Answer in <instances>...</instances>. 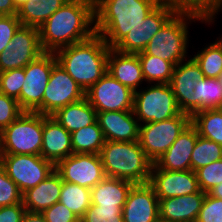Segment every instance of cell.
Listing matches in <instances>:
<instances>
[{
	"label": "cell",
	"instance_id": "6da1fadb",
	"mask_svg": "<svg viewBox=\"0 0 222 222\" xmlns=\"http://www.w3.org/2000/svg\"><path fill=\"white\" fill-rule=\"evenodd\" d=\"M94 25V0H68L38 28L42 49L55 53L85 41L96 33Z\"/></svg>",
	"mask_w": 222,
	"mask_h": 222
},
{
	"label": "cell",
	"instance_id": "7a4b0ae2",
	"mask_svg": "<svg viewBox=\"0 0 222 222\" xmlns=\"http://www.w3.org/2000/svg\"><path fill=\"white\" fill-rule=\"evenodd\" d=\"M163 0H94L95 32L114 48Z\"/></svg>",
	"mask_w": 222,
	"mask_h": 222
},
{
	"label": "cell",
	"instance_id": "3957f363",
	"mask_svg": "<svg viewBox=\"0 0 222 222\" xmlns=\"http://www.w3.org/2000/svg\"><path fill=\"white\" fill-rule=\"evenodd\" d=\"M110 47L94 34L91 38L63 47L55 52L57 63L86 93L107 72Z\"/></svg>",
	"mask_w": 222,
	"mask_h": 222
},
{
	"label": "cell",
	"instance_id": "277c9868",
	"mask_svg": "<svg viewBox=\"0 0 222 222\" xmlns=\"http://www.w3.org/2000/svg\"><path fill=\"white\" fill-rule=\"evenodd\" d=\"M99 156L106 177L123 179L134 184L149 182L153 162L138 141L105 140Z\"/></svg>",
	"mask_w": 222,
	"mask_h": 222
},
{
	"label": "cell",
	"instance_id": "5b68a950",
	"mask_svg": "<svg viewBox=\"0 0 222 222\" xmlns=\"http://www.w3.org/2000/svg\"><path fill=\"white\" fill-rule=\"evenodd\" d=\"M188 20L205 22L197 15L176 12L151 38L143 52L171 62L174 66L185 60L189 44Z\"/></svg>",
	"mask_w": 222,
	"mask_h": 222
},
{
	"label": "cell",
	"instance_id": "8992f818",
	"mask_svg": "<svg viewBox=\"0 0 222 222\" xmlns=\"http://www.w3.org/2000/svg\"><path fill=\"white\" fill-rule=\"evenodd\" d=\"M43 136V115L23 111L0 132L2 154L40 155Z\"/></svg>",
	"mask_w": 222,
	"mask_h": 222
},
{
	"label": "cell",
	"instance_id": "52a82bcc",
	"mask_svg": "<svg viewBox=\"0 0 222 222\" xmlns=\"http://www.w3.org/2000/svg\"><path fill=\"white\" fill-rule=\"evenodd\" d=\"M138 90L134 92L133 112L139 122H160L183 113L169 84L156 83Z\"/></svg>",
	"mask_w": 222,
	"mask_h": 222
},
{
	"label": "cell",
	"instance_id": "ba28073f",
	"mask_svg": "<svg viewBox=\"0 0 222 222\" xmlns=\"http://www.w3.org/2000/svg\"><path fill=\"white\" fill-rule=\"evenodd\" d=\"M190 123L191 116L189 114L179 113L177 116L160 122L140 124L139 145L147 157L155 163Z\"/></svg>",
	"mask_w": 222,
	"mask_h": 222
},
{
	"label": "cell",
	"instance_id": "9c48e42d",
	"mask_svg": "<svg viewBox=\"0 0 222 222\" xmlns=\"http://www.w3.org/2000/svg\"><path fill=\"white\" fill-rule=\"evenodd\" d=\"M56 63L55 53L44 52L24 68L25 81L19 96V106L23 111L43 115V95Z\"/></svg>",
	"mask_w": 222,
	"mask_h": 222
},
{
	"label": "cell",
	"instance_id": "30bf717a",
	"mask_svg": "<svg viewBox=\"0 0 222 222\" xmlns=\"http://www.w3.org/2000/svg\"><path fill=\"white\" fill-rule=\"evenodd\" d=\"M0 165L22 194L44 181L55 165L41 155L2 154Z\"/></svg>",
	"mask_w": 222,
	"mask_h": 222
},
{
	"label": "cell",
	"instance_id": "8fae6325",
	"mask_svg": "<svg viewBox=\"0 0 222 222\" xmlns=\"http://www.w3.org/2000/svg\"><path fill=\"white\" fill-rule=\"evenodd\" d=\"M43 53L38 28L21 25L0 53V72L25 68Z\"/></svg>",
	"mask_w": 222,
	"mask_h": 222
},
{
	"label": "cell",
	"instance_id": "7c38bea8",
	"mask_svg": "<svg viewBox=\"0 0 222 222\" xmlns=\"http://www.w3.org/2000/svg\"><path fill=\"white\" fill-rule=\"evenodd\" d=\"M97 112L133 110L134 92L108 72L85 93Z\"/></svg>",
	"mask_w": 222,
	"mask_h": 222
},
{
	"label": "cell",
	"instance_id": "4fadbf2b",
	"mask_svg": "<svg viewBox=\"0 0 222 222\" xmlns=\"http://www.w3.org/2000/svg\"><path fill=\"white\" fill-rule=\"evenodd\" d=\"M62 181L91 189L106 175L99 154L73 153L55 165Z\"/></svg>",
	"mask_w": 222,
	"mask_h": 222
},
{
	"label": "cell",
	"instance_id": "5bb4252c",
	"mask_svg": "<svg viewBox=\"0 0 222 222\" xmlns=\"http://www.w3.org/2000/svg\"><path fill=\"white\" fill-rule=\"evenodd\" d=\"M175 13V8L167 0H163L140 24L134 27L114 49L121 53L132 54L143 51L151 38Z\"/></svg>",
	"mask_w": 222,
	"mask_h": 222
},
{
	"label": "cell",
	"instance_id": "9a60e30c",
	"mask_svg": "<svg viewBox=\"0 0 222 222\" xmlns=\"http://www.w3.org/2000/svg\"><path fill=\"white\" fill-rule=\"evenodd\" d=\"M84 97L85 92L82 88L56 63L43 95V115H53L58 109Z\"/></svg>",
	"mask_w": 222,
	"mask_h": 222
},
{
	"label": "cell",
	"instance_id": "2e32d148",
	"mask_svg": "<svg viewBox=\"0 0 222 222\" xmlns=\"http://www.w3.org/2000/svg\"><path fill=\"white\" fill-rule=\"evenodd\" d=\"M148 183L153 187L158 200L189 195L200 191L197 176L193 170H162L154 163Z\"/></svg>",
	"mask_w": 222,
	"mask_h": 222
},
{
	"label": "cell",
	"instance_id": "e0dca14e",
	"mask_svg": "<svg viewBox=\"0 0 222 222\" xmlns=\"http://www.w3.org/2000/svg\"><path fill=\"white\" fill-rule=\"evenodd\" d=\"M124 222H159V200L149 183L134 184L122 209Z\"/></svg>",
	"mask_w": 222,
	"mask_h": 222
},
{
	"label": "cell",
	"instance_id": "ac0fdd59",
	"mask_svg": "<svg viewBox=\"0 0 222 222\" xmlns=\"http://www.w3.org/2000/svg\"><path fill=\"white\" fill-rule=\"evenodd\" d=\"M179 62L173 70L169 82L176 97L178 106L183 113L193 115V95L198 81L203 78V73L193 58L187 62Z\"/></svg>",
	"mask_w": 222,
	"mask_h": 222
},
{
	"label": "cell",
	"instance_id": "d6986e66",
	"mask_svg": "<svg viewBox=\"0 0 222 222\" xmlns=\"http://www.w3.org/2000/svg\"><path fill=\"white\" fill-rule=\"evenodd\" d=\"M97 121L107 141H138L141 123L133 110L97 112Z\"/></svg>",
	"mask_w": 222,
	"mask_h": 222
},
{
	"label": "cell",
	"instance_id": "ffe728a7",
	"mask_svg": "<svg viewBox=\"0 0 222 222\" xmlns=\"http://www.w3.org/2000/svg\"><path fill=\"white\" fill-rule=\"evenodd\" d=\"M198 135L196 127L190 123L183 129L169 149L160 156L154 164L162 170H191V154Z\"/></svg>",
	"mask_w": 222,
	"mask_h": 222
},
{
	"label": "cell",
	"instance_id": "44dd1931",
	"mask_svg": "<svg viewBox=\"0 0 222 222\" xmlns=\"http://www.w3.org/2000/svg\"><path fill=\"white\" fill-rule=\"evenodd\" d=\"M73 154L71 133L54 117L43 115V136L40 155L56 165Z\"/></svg>",
	"mask_w": 222,
	"mask_h": 222
},
{
	"label": "cell",
	"instance_id": "7402d4cb",
	"mask_svg": "<svg viewBox=\"0 0 222 222\" xmlns=\"http://www.w3.org/2000/svg\"><path fill=\"white\" fill-rule=\"evenodd\" d=\"M206 192L159 200L161 222H196Z\"/></svg>",
	"mask_w": 222,
	"mask_h": 222
},
{
	"label": "cell",
	"instance_id": "603a6c76",
	"mask_svg": "<svg viewBox=\"0 0 222 222\" xmlns=\"http://www.w3.org/2000/svg\"><path fill=\"white\" fill-rule=\"evenodd\" d=\"M107 70L121 84L133 92L138 90L144 80L142 67L137 54L121 53L110 48L107 58Z\"/></svg>",
	"mask_w": 222,
	"mask_h": 222
},
{
	"label": "cell",
	"instance_id": "cb8c5ba5",
	"mask_svg": "<svg viewBox=\"0 0 222 222\" xmlns=\"http://www.w3.org/2000/svg\"><path fill=\"white\" fill-rule=\"evenodd\" d=\"M62 178L54 170L44 181L22 194V203L27 212L42 213L55 203L59 202L62 188Z\"/></svg>",
	"mask_w": 222,
	"mask_h": 222
},
{
	"label": "cell",
	"instance_id": "d4e9b609",
	"mask_svg": "<svg viewBox=\"0 0 222 222\" xmlns=\"http://www.w3.org/2000/svg\"><path fill=\"white\" fill-rule=\"evenodd\" d=\"M134 183L105 177L90 189L91 204L99 207H123Z\"/></svg>",
	"mask_w": 222,
	"mask_h": 222
},
{
	"label": "cell",
	"instance_id": "484cf974",
	"mask_svg": "<svg viewBox=\"0 0 222 222\" xmlns=\"http://www.w3.org/2000/svg\"><path fill=\"white\" fill-rule=\"evenodd\" d=\"M69 133L93 124L97 120V111L86 97L58 109L53 115Z\"/></svg>",
	"mask_w": 222,
	"mask_h": 222
},
{
	"label": "cell",
	"instance_id": "4316f807",
	"mask_svg": "<svg viewBox=\"0 0 222 222\" xmlns=\"http://www.w3.org/2000/svg\"><path fill=\"white\" fill-rule=\"evenodd\" d=\"M68 0H29L18 9L17 17L24 26L39 28Z\"/></svg>",
	"mask_w": 222,
	"mask_h": 222
},
{
	"label": "cell",
	"instance_id": "83f0119b",
	"mask_svg": "<svg viewBox=\"0 0 222 222\" xmlns=\"http://www.w3.org/2000/svg\"><path fill=\"white\" fill-rule=\"evenodd\" d=\"M73 153L99 154L105 138L98 121L71 133Z\"/></svg>",
	"mask_w": 222,
	"mask_h": 222
},
{
	"label": "cell",
	"instance_id": "f1b7e54d",
	"mask_svg": "<svg viewBox=\"0 0 222 222\" xmlns=\"http://www.w3.org/2000/svg\"><path fill=\"white\" fill-rule=\"evenodd\" d=\"M198 134L222 146V109H203L191 116Z\"/></svg>",
	"mask_w": 222,
	"mask_h": 222
},
{
	"label": "cell",
	"instance_id": "f546056e",
	"mask_svg": "<svg viewBox=\"0 0 222 222\" xmlns=\"http://www.w3.org/2000/svg\"><path fill=\"white\" fill-rule=\"evenodd\" d=\"M194 92L193 114L203 109L222 107V86L217 78H201Z\"/></svg>",
	"mask_w": 222,
	"mask_h": 222
},
{
	"label": "cell",
	"instance_id": "4dcf8cb0",
	"mask_svg": "<svg viewBox=\"0 0 222 222\" xmlns=\"http://www.w3.org/2000/svg\"><path fill=\"white\" fill-rule=\"evenodd\" d=\"M136 54L141 63L144 81L149 84H169L175 67L171 62L147 55L143 51Z\"/></svg>",
	"mask_w": 222,
	"mask_h": 222
},
{
	"label": "cell",
	"instance_id": "1f68e13d",
	"mask_svg": "<svg viewBox=\"0 0 222 222\" xmlns=\"http://www.w3.org/2000/svg\"><path fill=\"white\" fill-rule=\"evenodd\" d=\"M59 202L81 219L91 205L90 189L63 181Z\"/></svg>",
	"mask_w": 222,
	"mask_h": 222
},
{
	"label": "cell",
	"instance_id": "d6a6232c",
	"mask_svg": "<svg viewBox=\"0 0 222 222\" xmlns=\"http://www.w3.org/2000/svg\"><path fill=\"white\" fill-rule=\"evenodd\" d=\"M193 59L206 78H218L222 74V37L202 49Z\"/></svg>",
	"mask_w": 222,
	"mask_h": 222
},
{
	"label": "cell",
	"instance_id": "836d02e7",
	"mask_svg": "<svg viewBox=\"0 0 222 222\" xmlns=\"http://www.w3.org/2000/svg\"><path fill=\"white\" fill-rule=\"evenodd\" d=\"M222 159V146L198 135L191 154V170L194 172L214 161Z\"/></svg>",
	"mask_w": 222,
	"mask_h": 222
},
{
	"label": "cell",
	"instance_id": "e575fe53",
	"mask_svg": "<svg viewBox=\"0 0 222 222\" xmlns=\"http://www.w3.org/2000/svg\"><path fill=\"white\" fill-rule=\"evenodd\" d=\"M25 81L24 68L0 72V93L18 101Z\"/></svg>",
	"mask_w": 222,
	"mask_h": 222
},
{
	"label": "cell",
	"instance_id": "d590c367",
	"mask_svg": "<svg viewBox=\"0 0 222 222\" xmlns=\"http://www.w3.org/2000/svg\"><path fill=\"white\" fill-rule=\"evenodd\" d=\"M195 173L200 190L207 193L222 182V159L197 169Z\"/></svg>",
	"mask_w": 222,
	"mask_h": 222
},
{
	"label": "cell",
	"instance_id": "8d00e7d4",
	"mask_svg": "<svg viewBox=\"0 0 222 222\" xmlns=\"http://www.w3.org/2000/svg\"><path fill=\"white\" fill-rule=\"evenodd\" d=\"M122 209L123 207H99L91 204L80 222H124Z\"/></svg>",
	"mask_w": 222,
	"mask_h": 222
},
{
	"label": "cell",
	"instance_id": "74e56055",
	"mask_svg": "<svg viewBox=\"0 0 222 222\" xmlns=\"http://www.w3.org/2000/svg\"><path fill=\"white\" fill-rule=\"evenodd\" d=\"M181 13H191L210 23V0H167Z\"/></svg>",
	"mask_w": 222,
	"mask_h": 222
},
{
	"label": "cell",
	"instance_id": "f35d334b",
	"mask_svg": "<svg viewBox=\"0 0 222 222\" xmlns=\"http://www.w3.org/2000/svg\"><path fill=\"white\" fill-rule=\"evenodd\" d=\"M22 202V192L0 165V207Z\"/></svg>",
	"mask_w": 222,
	"mask_h": 222
},
{
	"label": "cell",
	"instance_id": "ab89813d",
	"mask_svg": "<svg viewBox=\"0 0 222 222\" xmlns=\"http://www.w3.org/2000/svg\"><path fill=\"white\" fill-rule=\"evenodd\" d=\"M196 222H222V199L206 193Z\"/></svg>",
	"mask_w": 222,
	"mask_h": 222
},
{
	"label": "cell",
	"instance_id": "60d3db41",
	"mask_svg": "<svg viewBox=\"0 0 222 222\" xmlns=\"http://www.w3.org/2000/svg\"><path fill=\"white\" fill-rule=\"evenodd\" d=\"M22 112L23 110L16 99L0 93V132L8 127Z\"/></svg>",
	"mask_w": 222,
	"mask_h": 222
},
{
	"label": "cell",
	"instance_id": "b9f144b4",
	"mask_svg": "<svg viewBox=\"0 0 222 222\" xmlns=\"http://www.w3.org/2000/svg\"><path fill=\"white\" fill-rule=\"evenodd\" d=\"M21 25L17 15L0 16V53L6 49Z\"/></svg>",
	"mask_w": 222,
	"mask_h": 222
},
{
	"label": "cell",
	"instance_id": "7bdbcfd3",
	"mask_svg": "<svg viewBox=\"0 0 222 222\" xmlns=\"http://www.w3.org/2000/svg\"><path fill=\"white\" fill-rule=\"evenodd\" d=\"M41 214L46 222H80V219L60 202L55 203Z\"/></svg>",
	"mask_w": 222,
	"mask_h": 222
},
{
	"label": "cell",
	"instance_id": "ee69618b",
	"mask_svg": "<svg viewBox=\"0 0 222 222\" xmlns=\"http://www.w3.org/2000/svg\"><path fill=\"white\" fill-rule=\"evenodd\" d=\"M26 212L22 202L0 207V222H22Z\"/></svg>",
	"mask_w": 222,
	"mask_h": 222
},
{
	"label": "cell",
	"instance_id": "f6af8a7d",
	"mask_svg": "<svg viewBox=\"0 0 222 222\" xmlns=\"http://www.w3.org/2000/svg\"><path fill=\"white\" fill-rule=\"evenodd\" d=\"M17 13L13 0H0V16L17 15Z\"/></svg>",
	"mask_w": 222,
	"mask_h": 222
},
{
	"label": "cell",
	"instance_id": "bcb514c9",
	"mask_svg": "<svg viewBox=\"0 0 222 222\" xmlns=\"http://www.w3.org/2000/svg\"><path fill=\"white\" fill-rule=\"evenodd\" d=\"M22 222H46L41 213L26 212Z\"/></svg>",
	"mask_w": 222,
	"mask_h": 222
},
{
	"label": "cell",
	"instance_id": "7dc6e473",
	"mask_svg": "<svg viewBox=\"0 0 222 222\" xmlns=\"http://www.w3.org/2000/svg\"><path fill=\"white\" fill-rule=\"evenodd\" d=\"M222 8V0H210V23L215 19L214 15L218 14Z\"/></svg>",
	"mask_w": 222,
	"mask_h": 222
},
{
	"label": "cell",
	"instance_id": "c3c4849f",
	"mask_svg": "<svg viewBox=\"0 0 222 222\" xmlns=\"http://www.w3.org/2000/svg\"><path fill=\"white\" fill-rule=\"evenodd\" d=\"M207 193L214 198L222 199V182L211 188Z\"/></svg>",
	"mask_w": 222,
	"mask_h": 222
},
{
	"label": "cell",
	"instance_id": "681fc988",
	"mask_svg": "<svg viewBox=\"0 0 222 222\" xmlns=\"http://www.w3.org/2000/svg\"><path fill=\"white\" fill-rule=\"evenodd\" d=\"M29 0H13L17 10L24 5L25 3H27Z\"/></svg>",
	"mask_w": 222,
	"mask_h": 222
},
{
	"label": "cell",
	"instance_id": "f907efd6",
	"mask_svg": "<svg viewBox=\"0 0 222 222\" xmlns=\"http://www.w3.org/2000/svg\"><path fill=\"white\" fill-rule=\"evenodd\" d=\"M218 82L221 84L222 86V74L217 78Z\"/></svg>",
	"mask_w": 222,
	"mask_h": 222
},
{
	"label": "cell",
	"instance_id": "816d5d0a",
	"mask_svg": "<svg viewBox=\"0 0 222 222\" xmlns=\"http://www.w3.org/2000/svg\"><path fill=\"white\" fill-rule=\"evenodd\" d=\"M1 156H2V153H1V144H0V161H1Z\"/></svg>",
	"mask_w": 222,
	"mask_h": 222
}]
</instances>
